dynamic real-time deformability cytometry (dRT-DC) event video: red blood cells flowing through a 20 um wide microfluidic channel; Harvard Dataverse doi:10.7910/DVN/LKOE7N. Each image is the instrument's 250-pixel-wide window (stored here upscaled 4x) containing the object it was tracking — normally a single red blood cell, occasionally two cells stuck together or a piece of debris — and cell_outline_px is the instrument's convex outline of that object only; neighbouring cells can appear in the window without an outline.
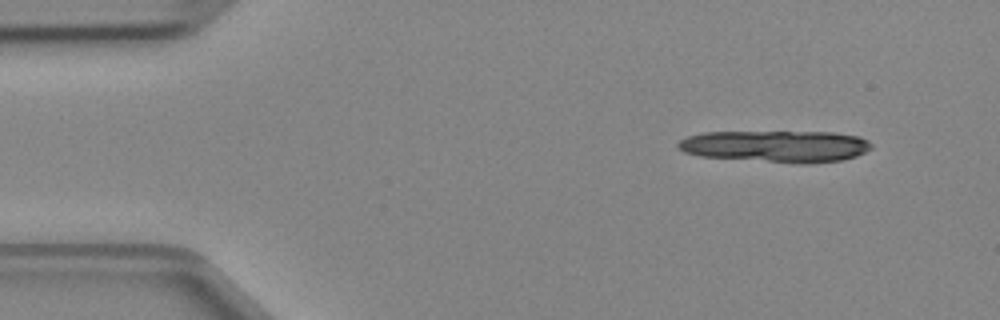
{"species": "Egyptian fruit bat (a non-hibernating species)", "species_latin": "Rousettus aegyptiacus", "temperature_condition": "cold", "stored_images_in_passage": 4, "camera_frame_rate_fps": 3000, "um_per_image_px": 0.085, "animal": {"sex": "female"}, "frame": {"image": 1, "passage_image": 1, "time_ms": 0.0, "image_size_px": [1000, 320], "cell_outline_px": [[872, 148], [856, 156], [844, 160], [804, 164], [700, 156], [684, 152], [676, 144], [680, 140], [688, 136], [704, 132], [832, 132], [860, 136], [868, 140], [872, 144]], "centroid_in_image_um": [66.0, 12.43], "position_along_channel_um": 19.0, "area_um2": 35.84}}
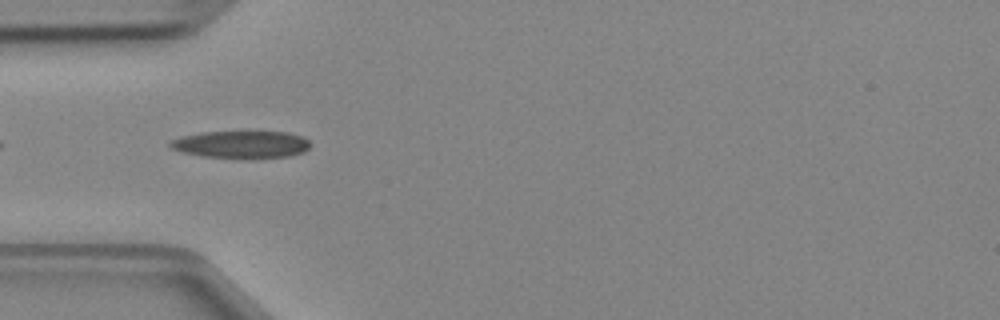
{"frame": {"image": 2, "passage_image": 4, "time_ms": 1.0, "image_size_px": [1000, 320], "cell_outline_px": [[312, 144], [304, 152], [292, 156], [252, 160], [240, 160], [204, 156], [184, 152], [172, 148], [168, 144], [172, 140], [180, 136], [200, 132], [288, 132], [300, 136], [308, 140]], "centroid_in_image_um": [20.55, 12.31], "position_along_channel_um": 64.4, "area_um2": 22.95}}